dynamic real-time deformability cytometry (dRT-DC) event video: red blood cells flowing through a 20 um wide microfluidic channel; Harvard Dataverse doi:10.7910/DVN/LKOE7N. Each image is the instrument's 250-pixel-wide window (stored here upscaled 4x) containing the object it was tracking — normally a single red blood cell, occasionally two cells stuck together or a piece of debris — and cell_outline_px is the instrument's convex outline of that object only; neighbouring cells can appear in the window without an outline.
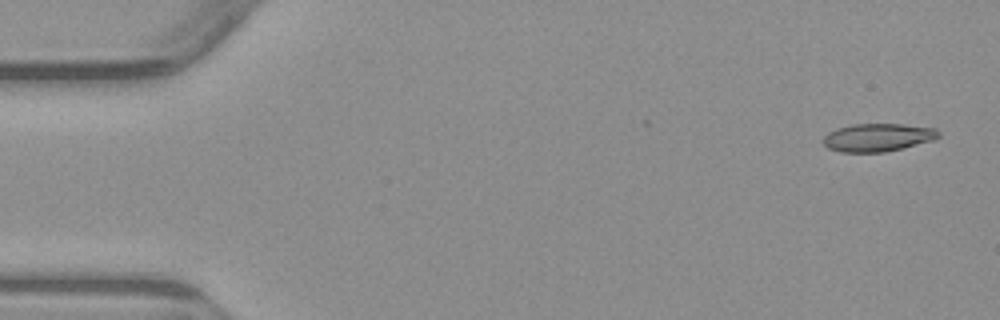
{"species": "common noctule bat (a hibernating species)", "species_latin": "Nyctalus noctula", "temperature_condition": "warm", "stored_images_in_passage": 4, "camera_frame_rate_fps": 3000, "um_per_image_px": 0.085, "animal": {"sex": "male", "body_mass_g": 23.1, "forearm_length_mm": 52.7}, "frame": {"image": 1, "passage_image": 1, "time_ms": 0.0, "image_size_px": [1000, 320], "cell_outline_px": [[940, 136], [936, 140], [884, 152], [840, 152], [828, 148], [824, 144], [824, 136], [828, 132], [836, 128], [852, 124], [904, 124], [936, 128], [940, 132]], "centroid_in_image_um": [74.64, 11.67], "position_along_channel_um": 10.4, "area_um2": 18.96}}
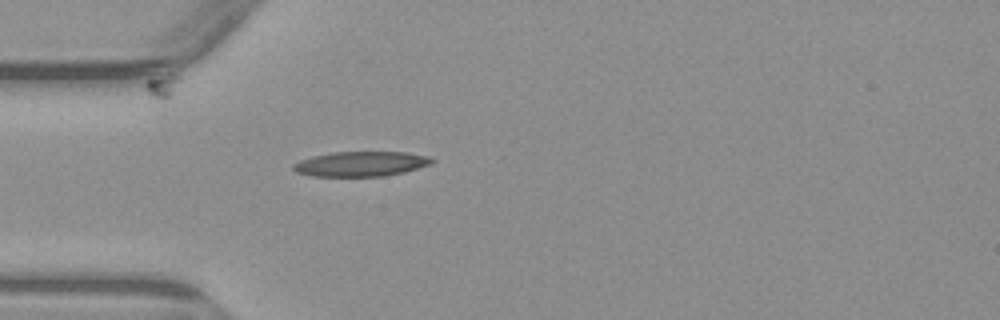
{"frame": {"image": 2, "passage_image": 4, "time_ms": 4.333, "image_size_px": [1000, 320], "cell_outline_px": [[436, 160], [432, 164], [404, 172], [384, 176], [312, 176], [296, 172], [292, 168], [292, 164], [300, 160], [312, 156], [332, 152], [408, 152], [428, 156]], "centroid_in_image_um": [30.69, 13.92], "position_along_channel_um": 54.3, "area_um2": 20.23}}